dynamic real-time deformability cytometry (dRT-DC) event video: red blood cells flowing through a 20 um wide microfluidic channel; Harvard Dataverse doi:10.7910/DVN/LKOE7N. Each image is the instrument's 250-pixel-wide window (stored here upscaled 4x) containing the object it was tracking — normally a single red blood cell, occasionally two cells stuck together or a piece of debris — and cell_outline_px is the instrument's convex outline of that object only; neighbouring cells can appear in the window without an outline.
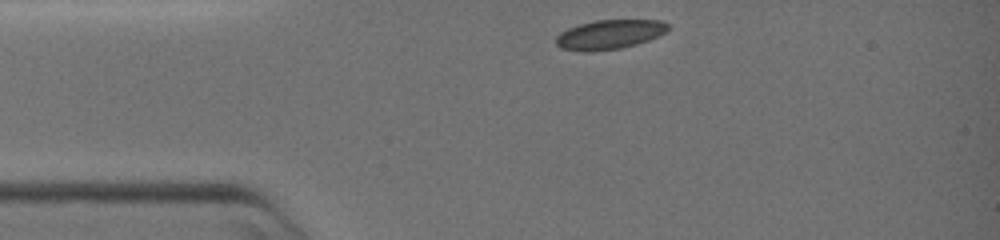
{"species": "common noctule bat (a hibernating species)", "species_latin": "Nyctalus noctula", "temperature_condition": "warm", "stored_images_in_passage": 42, "camera_frame_rate_fps": 3000, "um_per_image_px": 0.085, "animal": {"sex": "female", "body_mass_g": 19.0, "forearm_length_mm": 51.5}, "frame": {"image": 1, "passage_image": 1, "time_ms": 0.0, "image_size_px": [1000, 240], "cell_outline_px": [[668, 28], [664, 32], [648, 40], [636, 44], [620, 48], [592, 52], [584, 52], [560, 48], [556, 44], [556, 36], [560, 32], [568, 28], [580, 24], [596, 20], [660, 20], [668, 24]], "centroid_in_image_um": [51.75, 2.94], "position_along_channel_um": 33.2, "area_um2": 19.07}}
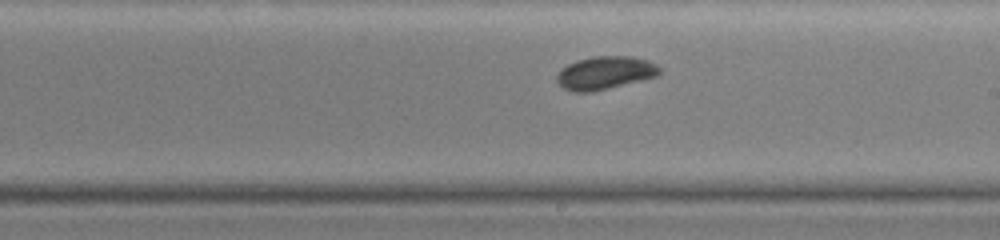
{"frame": {"image": 2, "passage_image": 24, "time_ms": 7.667, "image_size_px": [1000, 240], "cell_outline_px": [[660, 72], [656, 76], [592, 92], [572, 92], [564, 88], [556, 80], [556, 76], [568, 64], [576, 60], [592, 56], [632, 56], [648, 60], [656, 64], [660, 68]], "centroid_in_image_um": [51.42, 6.18], "position_along_channel_um": 237.6, "area_um2": 19.59}}
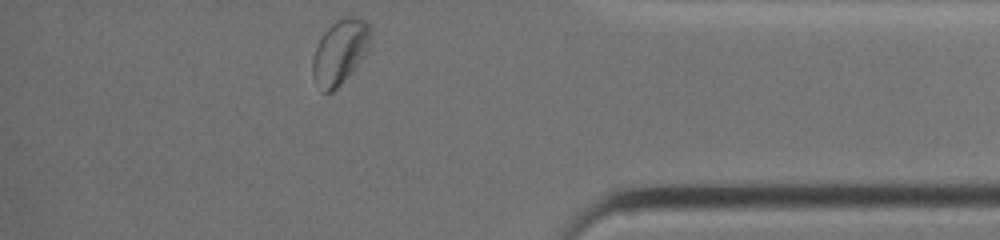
{"frame": {"image": 3, "passage_image": 42, "time_ms": 13.667, "image_size_px": [1000, 240], "cell_outline_px": [[368, 48], [364, 56], [344, 80], [332, 92], [324, 92], [316, 84], [312, 76], [312, 60], [316, 48], [324, 32], [336, 20], [348, 16], [352, 16], [364, 20], [368, 24]], "centroid_in_image_um": [28.85, 4.42], "position_along_channel_um": 406.3, "area_um2": 21.15}}